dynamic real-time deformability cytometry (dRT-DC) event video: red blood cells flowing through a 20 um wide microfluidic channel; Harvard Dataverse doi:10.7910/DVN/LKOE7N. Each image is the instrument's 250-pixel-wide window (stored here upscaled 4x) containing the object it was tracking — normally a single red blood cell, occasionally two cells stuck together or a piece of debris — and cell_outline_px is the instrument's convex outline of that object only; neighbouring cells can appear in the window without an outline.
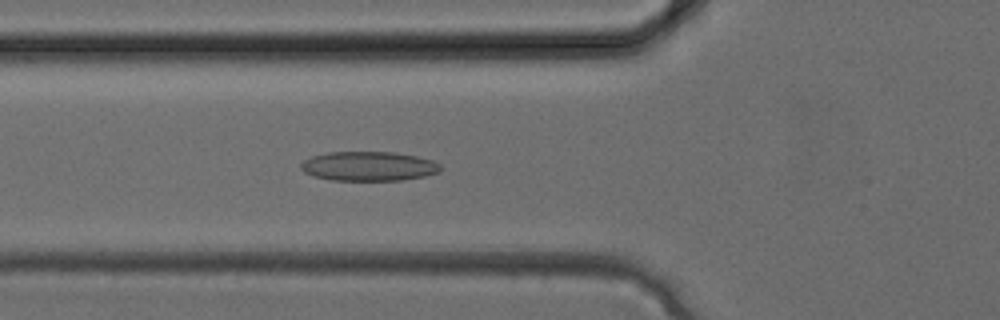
{"species": "common noctule bat (a hibernating species)", "species_latin": "Nyctalus noctula", "temperature_condition": "cold", "stored_images_in_passage": 26, "camera_frame_rate_fps": 3000, "um_per_image_px": 0.085, "animal": {"sex": "female", "body_mass_g": 24.6, "forearm_length_mm": 56.2}, "frame": {"image": 1, "passage_image": 6, "time_ms": 1.667, "image_size_px": [1000, 320], "cell_outline_px": [[440, 172], [424, 176], [400, 180], [332, 180], [316, 176], [304, 172], [300, 168], [300, 164], [304, 160], [312, 156], [328, 152], [392, 152], [416, 156], [432, 160], [440, 164]], "centroid_in_image_um": [31.33, 14.12], "position_along_channel_um": 94.5, "area_um2": 23.76}}
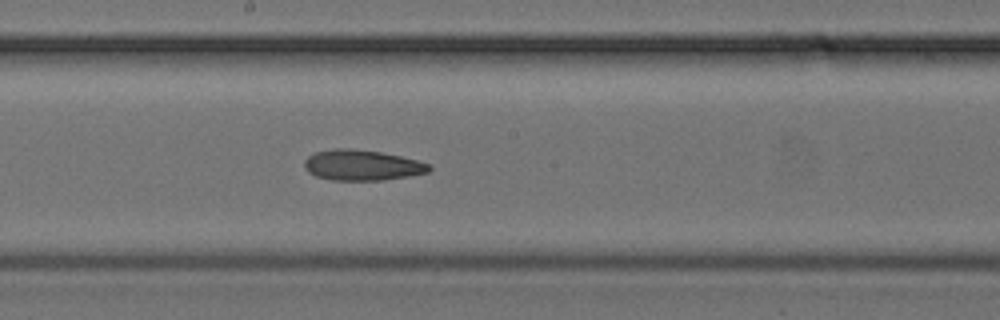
{"frame": {"image": 2, "passage_image": 12, "time_ms": 3.667, "image_size_px": [1000, 320], "cell_outline_px": [[432, 168], [428, 172], [412, 176], [384, 180], [332, 180], [316, 176], [308, 172], [304, 168], [304, 160], [308, 156], [316, 152], [336, 148], [352, 148], [380, 152], [400, 156], [432, 164]], "centroid_in_image_um": [30.79, 14.04], "position_along_channel_um": 217.4, "area_um2": 22.37}}
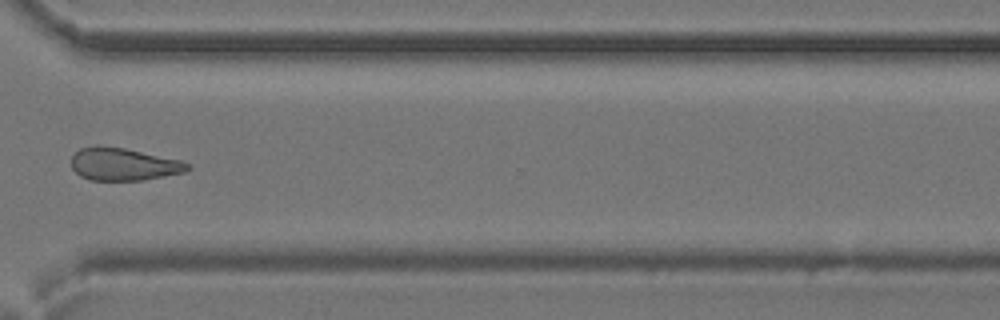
{"frame": {"image": 3, "passage_image": 19, "time_ms": 6.0, "image_size_px": [1000, 320], "cell_outline_px": [[192, 168], [184, 172], [144, 180], [92, 180], [80, 176], [72, 168], [72, 156], [80, 148], [96, 144], [100, 144], [124, 148], [180, 160], [188, 164]], "centroid_in_image_um": [10.47, 13.95], "position_along_channel_um": 360.1, "area_um2": 22.08}}